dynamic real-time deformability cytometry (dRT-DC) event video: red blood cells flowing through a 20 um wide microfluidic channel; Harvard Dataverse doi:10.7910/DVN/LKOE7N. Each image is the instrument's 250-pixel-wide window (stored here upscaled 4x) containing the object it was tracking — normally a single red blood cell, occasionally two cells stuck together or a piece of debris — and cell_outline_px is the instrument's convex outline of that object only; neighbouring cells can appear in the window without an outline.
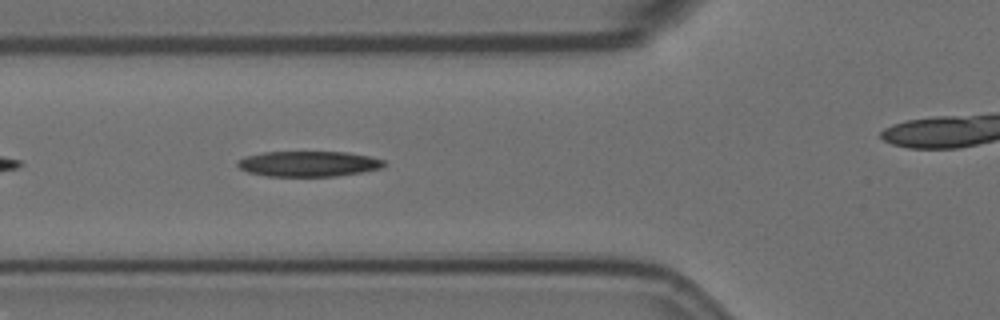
{"species": "Egyptian fruit bat (a non-hibernating species)", "species_latin": "Rousettus aegyptiacus", "temperature_condition": "room temperature", "stored_images_in_passage": 34, "camera_frame_rate_fps": 3000, "um_per_image_px": 0.085, "animal": {"sex": "female"}, "frame": {"image": 1, "passage_image": 5, "time_ms": 1.333, "image_size_px": [1000, 320], "cell_outline_px": [[388, 164], [380, 168], [360, 172], [336, 176], [268, 176], [248, 172], [240, 168], [236, 164], [236, 160], [244, 156], [264, 152], [348, 152], [368, 156], [384, 160]], "centroid_in_image_um": [26.2, 13.92], "position_along_channel_um": 99.6, "area_um2": 21.73}}
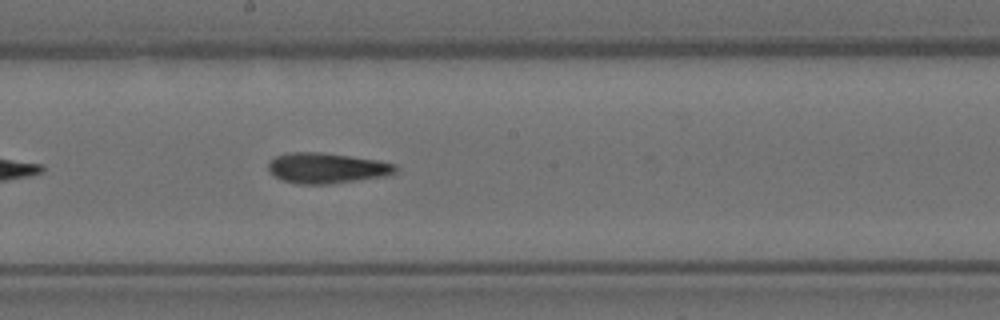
{"frame": {"image": 2, "passage_image": 15, "time_ms": 4.667, "image_size_px": [1000, 320], "cell_outline_px": [[400, 168], [396, 172], [384, 176], [328, 184], [296, 184], [280, 180], [268, 168], [268, 164], [276, 156], [288, 152], [320, 152], [380, 160], [396, 164]], "centroid_in_image_um": [27.8, 14.28], "position_along_channel_um": 220.4, "area_um2": 22.6}}
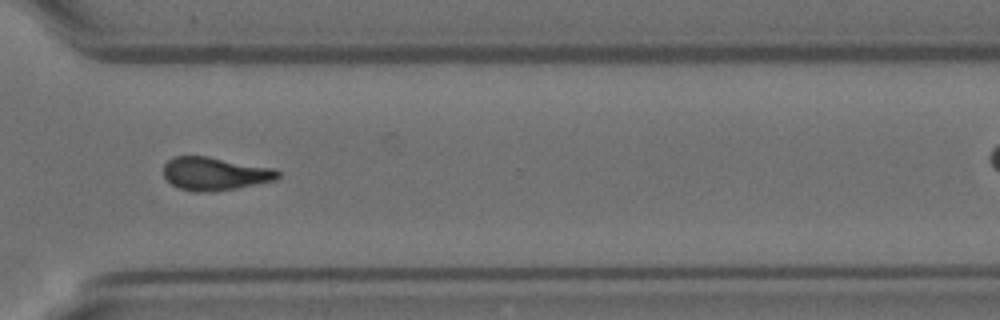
{"frame": {"image": 3, "passage_image": 26, "time_ms": 8.333, "image_size_px": [1000, 320], "cell_outline_px": [[280, 176], [276, 180], [236, 188], [208, 192], [192, 192], [180, 188], [172, 184], [164, 176], [164, 164], [172, 156], [208, 156], [276, 168], [280, 172]], "centroid_in_image_um": [18.29, 14.75], "position_along_channel_um": 352.3, "area_um2": 22.25}}